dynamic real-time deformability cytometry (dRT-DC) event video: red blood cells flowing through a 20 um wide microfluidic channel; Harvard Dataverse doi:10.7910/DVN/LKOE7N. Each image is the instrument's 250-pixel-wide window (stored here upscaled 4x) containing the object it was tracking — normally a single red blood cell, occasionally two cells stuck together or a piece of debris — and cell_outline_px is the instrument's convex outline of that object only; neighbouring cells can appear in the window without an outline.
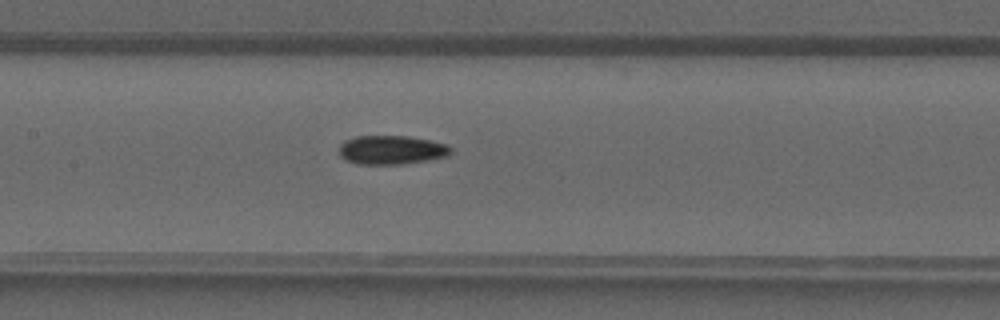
{"species": "common noctule bat (a hibernating species)", "species_latin": "Nyctalus noctula", "temperature_condition": "warm", "stored_images_in_passage": 41, "camera_frame_rate_fps": 3000, "um_per_image_px": 0.085, "animal": {"sex": "male", "forearm_length_mm": 52.5}, "frame": {"image": 1, "passage_image": 20, "time_ms": 6.333, "image_size_px": [1000, 320], "cell_outline_px": [[452, 152], [448, 156], [428, 160], [404, 164], [356, 164], [344, 160], [340, 156], [340, 144], [344, 140], [356, 136], [408, 136], [448, 144], [452, 148]], "centroid_in_image_um": [33.27, 12.75], "position_along_channel_um": 174.1, "area_um2": 19.02}}
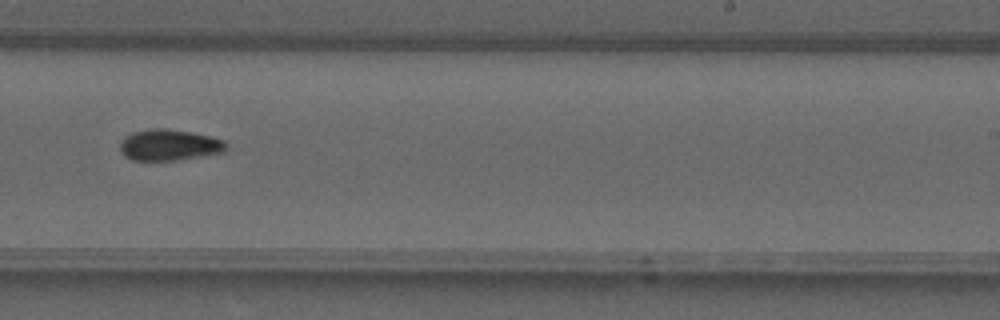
{"frame": {"image": 2, "passage_image": 26, "time_ms": 8.333, "image_size_px": [1000, 320], "cell_outline_px": [[228, 148], [224, 152], [176, 160], [132, 160], [124, 156], [120, 152], [120, 140], [124, 136], [132, 132], [160, 128], [164, 128], [188, 132], [208, 136], [224, 140], [228, 144]], "centroid_in_image_um": [14.36, 12.33], "position_along_channel_um": 274.6, "area_um2": 19.19}}
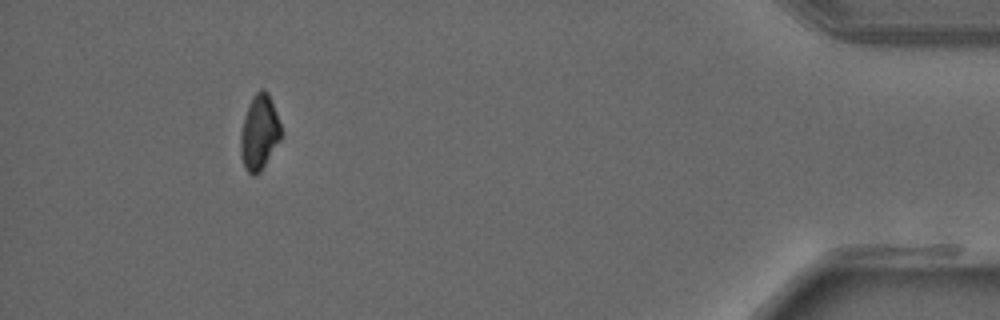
{"frame": {"image": 3, "passage_image": 38, "time_ms": 12.333, "image_size_px": [1000, 320], "cell_outline_px": [[280, 140], [260, 172], [252, 176], [244, 168], [240, 156], [240, 132], [252, 96], [260, 88], [264, 88], [268, 92], [276, 112], [280, 124]], "centroid_in_image_um": [22.02, 11.27], "position_along_channel_um": 413.2, "area_um2": 17.57}}